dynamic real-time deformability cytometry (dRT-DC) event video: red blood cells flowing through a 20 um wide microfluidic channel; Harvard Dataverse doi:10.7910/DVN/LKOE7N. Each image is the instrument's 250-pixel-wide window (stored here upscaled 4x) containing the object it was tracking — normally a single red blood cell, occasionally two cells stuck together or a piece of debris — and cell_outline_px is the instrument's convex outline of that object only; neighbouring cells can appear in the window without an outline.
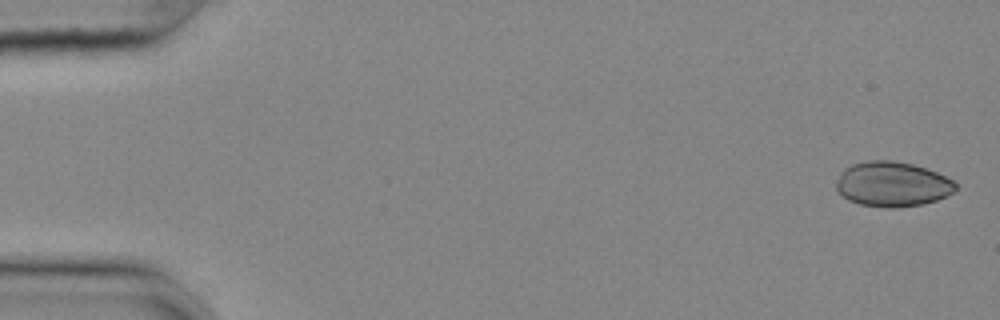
{"species": "common noctule bat (a hibernating species)", "species_latin": "Nyctalus noctula", "temperature_condition": "cold", "stored_images_in_passage": 55, "camera_frame_rate_fps": 3000, "um_per_image_px": 0.085, "animal": {"sex": "female", "body_mass_g": 25.1}, "frame": {"image": 1, "passage_image": 1, "time_ms": 0.0, "image_size_px": [1000, 320], "cell_outline_px": [[956, 188], [952, 192], [936, 200], [924, 204], [896, 208], [884, 208], [860, 204], [848, 200], [836, 188], [836, 184], [840, 172], [844, 168], [852, 164], [868, 160], [892, 160], [912, 164], [936, 172], [952, 180], [956, 184]], "centroid_in_image_um": [75.82, 15.66], "position_along_channel_um": 9.2, "area_um2": 31.15}}
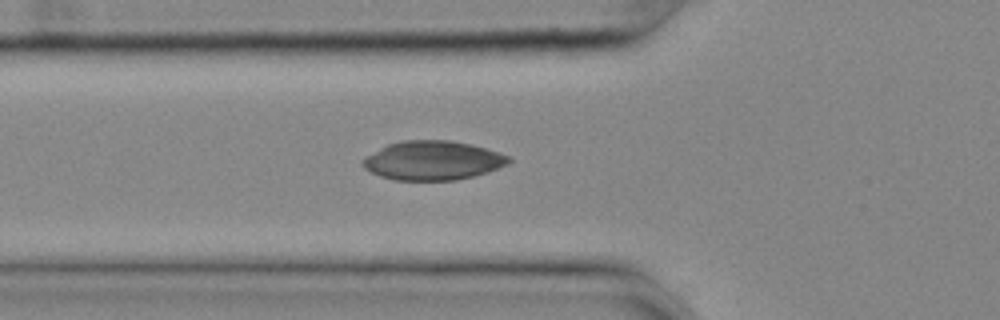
{"frame": {"image": 2, "passage_image": 19, "time_ms": 6.0, "image_size_px": [1000, 320], "cell_outline_px": [[512, 160], [508, 164], [488, 172], [456, 180], [396, 180], [380, 176], [364, 168], [360, 164], [360, 160], [364, 156], [388, 144], [404, 140], [448, 140], [468, 144], [484, 148], [508, 156]], "centroid_in_image_um": [36.73, 13.64], "position_along_channel_um": 89.1, "area_um2": 33.12}}
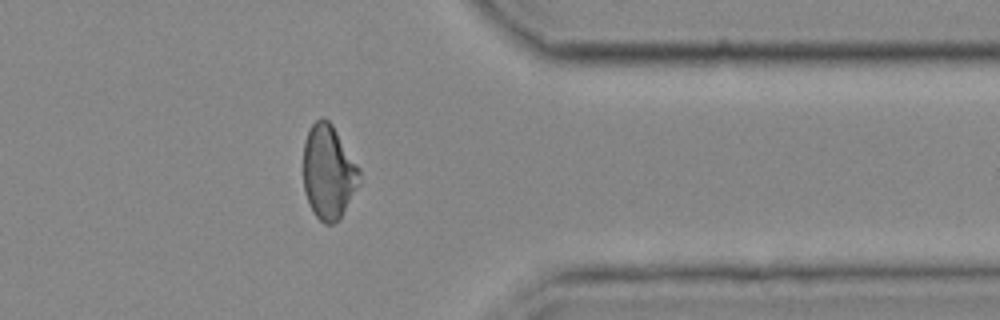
{"frame": {"image": 3, "passage_image": 44, "time_ms": 14.333, "image_size_px": [1000, 320], "cell_outline_px": [[360, 184], [340, 216], [332, 224], [324, 224], [312, 212], [304, 192], [304, 140], [312, 124], [320, 116], [328, 120], [332, 124], [360, 168]], "centroid_in_image_um": [27.92, 14.61], "position_along_channel_um": 383.5, "area_um2": 30.69}}